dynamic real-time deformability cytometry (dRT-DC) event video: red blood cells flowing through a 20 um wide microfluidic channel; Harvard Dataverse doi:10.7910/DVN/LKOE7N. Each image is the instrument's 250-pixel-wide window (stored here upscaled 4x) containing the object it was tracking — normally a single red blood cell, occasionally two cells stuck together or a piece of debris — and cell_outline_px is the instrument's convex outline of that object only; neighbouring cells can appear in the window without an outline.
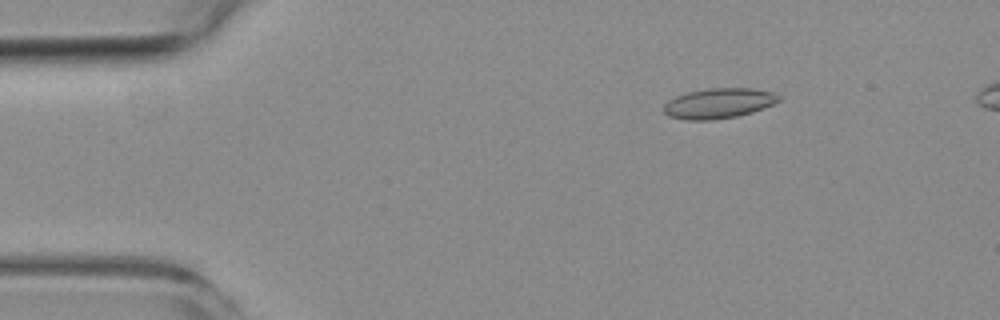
{"species": "common noctule bat (a hibernating species)", "species_latin": "Nyctalus noctula", "temperature_condition": "room temperature", "stored_images_in_passage": 3, "camera_frame_rate_fps": 3000, "um_per_image_px": 0.085, "animal": {"sex": "female", "body_mass_g": 19.3, "forearm_length_mm": 54.1}, "frame": {"image": 1, "passage_image": 2, "time_ms": 1.667, "image_size_px": [1000, 320], "cell_outline_px": [[780, 100], [764, 108], [752, 112], [736, 116], [712, 120], [684, 120], [668, 116], [664, 112], [664, 104], [668, 100], [676, 96], [688, 92], [708, 88], [752, 88], [772, 92], [780, 96]], "centroid_in_image_um": [61.06, 8.78], "position_along_channel_um": 23.9, "area_um2": 20.23}}